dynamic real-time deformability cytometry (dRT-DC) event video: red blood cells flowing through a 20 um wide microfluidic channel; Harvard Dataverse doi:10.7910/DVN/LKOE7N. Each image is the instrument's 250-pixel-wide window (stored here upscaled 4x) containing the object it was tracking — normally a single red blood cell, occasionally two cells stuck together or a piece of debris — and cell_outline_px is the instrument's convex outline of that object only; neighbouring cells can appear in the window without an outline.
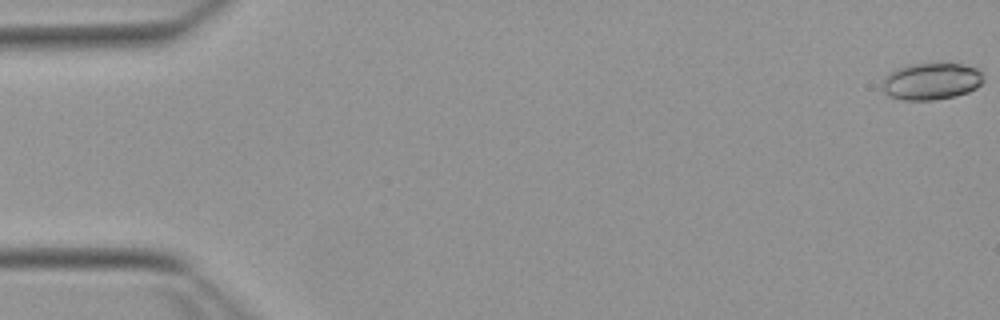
{"species": "Egyptian fruit bat (a non-hibernating species)", "species_latin": "Rousettus aegyptiacus", "temperature_condition": "warm", "stored_images_in_passage": 54, "camera_frame_rate_fps": 3000, "um_per_image_px": 0.085, "animal": {"sex": "female"}, "frame": {"image": 1, "passage_image": 1, "time_ms": 0.0, "image_size_px": [1000, 320], "cell_outline_px": [[984, 80], [976, 88], [968, 92], [956, 96], [932, 100], [904, 100], [888, 96], [884, 92], [884, 76], [888, 72], [896, 68], [908, 64], [964, 64], [976, 68], [984, 76]], "centroid_in_image_um": [79.15, 6.91], "position_along_channel_um": 5.8, "area_um2": 21.79}}
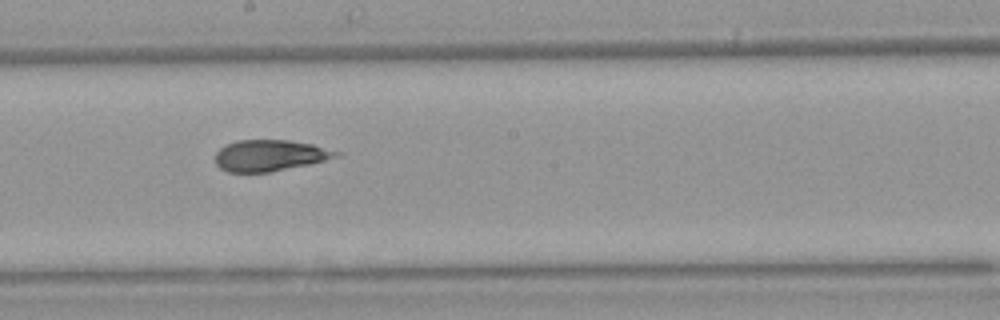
{"frame": {"image": 2, "passage_image": 30, "time_ms": 9.667, "image_size_px": [1000, 320], "cell_outline_px": [[344, 156], [308, 164], [268, 172], [228, 172], [220, 168], [216, 164], [216, 152], [220, 148], [236, 140], [288, 140], [312, 144], [344, 152]], "centroid_in_image_um": [23.0, 13.21], "position_along_channel_um": 225.2, "area_um2": 22.08}}
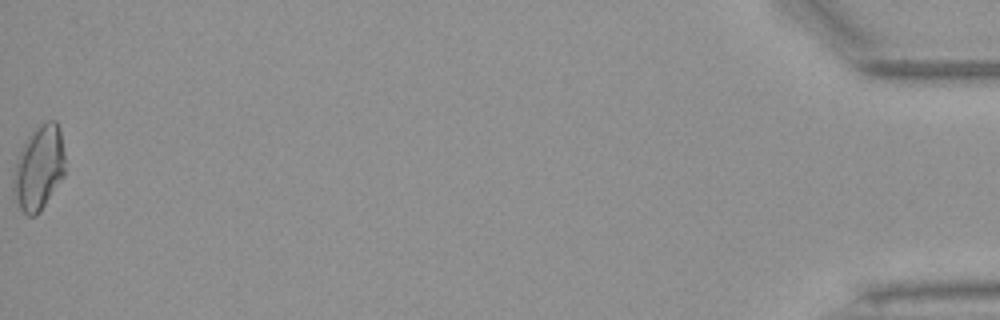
{"frame": {"image": 3, "passage_image": 54, "time_ms": 17.667, "image_size_px": [1000, 320], "cell_outline_px": [[64, 176], [40, 212], [36, 216], [28, 216], [20, 208], [12, 192], [12, 176], [20, 152], [28, 136], [40, 124], [48, 120], [56, 120], [60, 128], [64, 152]], "centroid_in_image_um": [3.31, 14.28], "position_along_channel_um": 431.9, "area_um2": 25.43}, "authors_computed_cell_mechanics": {"area_um2": 22.1663, "velocity_mm_per_s": 3.8619, "shape_relaxation_time_tau1_ms": 8.259, "shape_relaxation_time_tau2_ms": 3.9524, "deformation_change_tau1": 0.1691, "deformation_change_tau2": 0.1372}}